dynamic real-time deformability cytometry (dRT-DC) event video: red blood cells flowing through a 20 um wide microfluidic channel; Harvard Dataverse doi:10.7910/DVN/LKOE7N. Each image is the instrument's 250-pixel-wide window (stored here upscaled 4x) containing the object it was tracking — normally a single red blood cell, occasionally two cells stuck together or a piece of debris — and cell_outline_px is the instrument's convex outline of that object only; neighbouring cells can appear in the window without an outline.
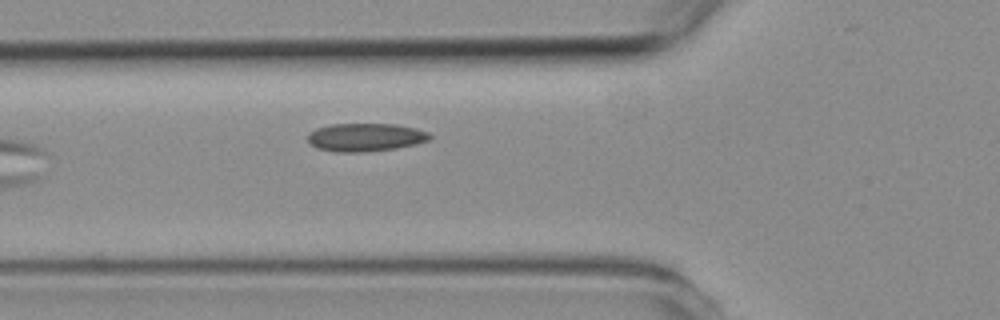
{"species": "common noctule bat (a hibernating species)", "species_latin": "Nyctalus noctula", "temperature_condition": "room temperature", "stored_images_in_passage": 3, "camera_frame_rate_fps": 3000, "um_per_image_px": 0.085, "animal": {"sex": "female", "body_mass_g": 19.3, "forearm_length_mm": 54.1}, "frame": {"image": 1, "passage_image": 3, "time_ms": 2.0, "image_size_px": [1000, 320], "cell_outline_px": [[432, 136], [428, 140], [416, 144], [396, 148], [364, 152], [336, 152], [316, 148], [308, 140], [308, 132], [316, 128], [332, 124], [396, 124], [416, 128], [428, 132]], "centroid_in_image_um": [31.06, 11.66], "position_along_channel_um": 94.7, "area_um2": 20.06}}